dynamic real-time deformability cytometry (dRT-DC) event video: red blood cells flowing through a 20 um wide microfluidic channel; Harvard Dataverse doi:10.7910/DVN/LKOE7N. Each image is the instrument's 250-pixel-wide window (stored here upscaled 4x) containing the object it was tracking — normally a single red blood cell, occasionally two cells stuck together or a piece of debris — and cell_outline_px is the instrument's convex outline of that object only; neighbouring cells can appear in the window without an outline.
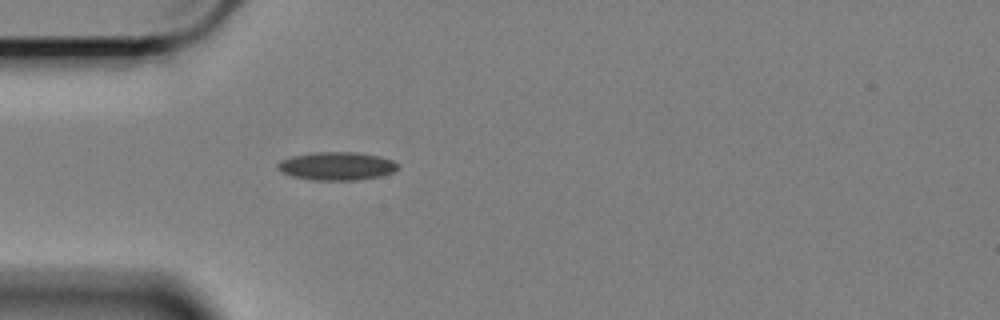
{"species": "Egyptian fruit bat (a non-hibernating species)", "species_latin": "Rousettus aegyptiacus", "temperature_condition": "cold", "stored_images_in_passage": 6, "camera_frame_rate_fps": 3000, "um_per_image_px": 0.085, "animal": {"sex": "female"}, "frame": {"image": 1, "passage_image": 1, "time_ms": 0.0, "image_size_px": [1000, 320], "cell_outline_px": [[400, 168], [392, 172], [380, 176], [360, 180], [312, 180], [292, 176], [276, 168], [276, 164], [280, 160], [292, 156], [316, 152], [356, 152], [380, 156], [392, 160], [400, 164]], "centroid_in_image_um": [28.65, 14.11], "position_along_channel_um": 56.4, "area_um2": 19.88}}
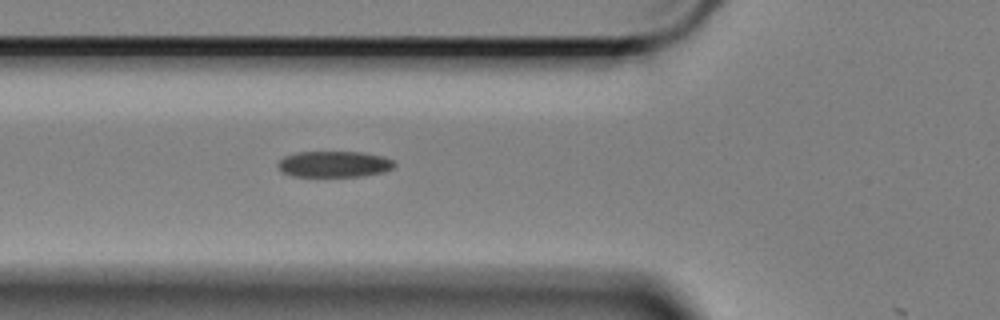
{"frame": {"image": 2, "passage_image": 5, "time_ms": 1.333, "image_size_px": [1000, 320], "cell_outline_px": [[396, 164], [392, 168], [384, 172], [360, 176], [292, 176], [280, 172], [276, 164], [284, 156], [296, 152], [364, 152], [384, 156], [392, 160]], "centroid_in_image_um": [28.38, 13.95], "position_along_channel_um": 97.4, "area_um2": 17.86}}